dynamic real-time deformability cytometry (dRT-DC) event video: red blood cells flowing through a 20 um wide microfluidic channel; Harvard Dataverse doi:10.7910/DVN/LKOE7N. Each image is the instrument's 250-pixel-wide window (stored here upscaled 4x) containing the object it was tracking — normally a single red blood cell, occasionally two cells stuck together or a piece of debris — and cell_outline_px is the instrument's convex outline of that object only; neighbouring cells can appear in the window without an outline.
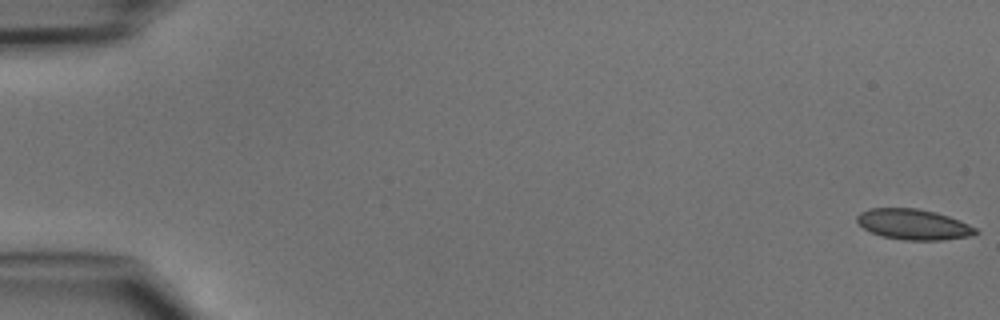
{"species": "common noctule bat (a hibernating species)", "species_latin": "Nyctalus noctula", "temperature_condition": "cold", "stored_images_in_passage": 11, "camera_frame_rate_fps": 3000, "um_per_image_px": 0.085, "animal": {"sex": "male", "body_mass_g": 15.6}, "frame": {"image": 1, "passage_image": 1, "time_ms": 0.0, "image_size_px": [1000, 320], "cell_outline_px": [[980, 232], [968, 236], [940, 240], [904, 240], [880, 236], [864, 228], [856, 220], [856, 216], [860, 212], [868, 208], [916, 208], [936, 212], [960, 220], [976, 228]], "centroid_in_image_um": [77.62, 19.07], "position_along_channel_um": 7.4, "area_um2": 21.1}}